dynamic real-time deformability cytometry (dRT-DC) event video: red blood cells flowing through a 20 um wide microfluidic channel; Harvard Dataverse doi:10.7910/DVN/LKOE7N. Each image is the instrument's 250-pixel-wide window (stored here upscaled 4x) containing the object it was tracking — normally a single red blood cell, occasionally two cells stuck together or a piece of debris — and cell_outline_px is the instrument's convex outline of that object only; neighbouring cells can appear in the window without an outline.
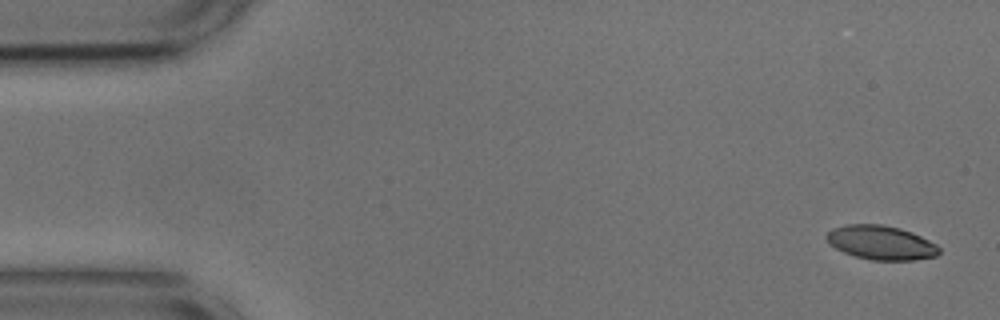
{"species": "common noctule bat (a hibernating species)", "species_latin": "Nyctalus noctula", "temperature_condition": "cold", "stored_images_in_passage": 53, "camera_frame_rate_fps": 3000, "um_per_image_px": 0.085, "animal": {"sex": "male", "body_mass_g": 17.9, "forearm_length_mm": 54.2}, "frame": {"image": 1, "passage_image": 1, "time_ms": 0.0, "image_size_px": [1000, 320], "cell_outline_px": [[940, 252], [936, 256], [916, 260], [872, 260], [856, 256], [844, 252], [836, 248], [824, 236], [832, 228], [848, 224], [880, 224], [900, 228], [912, 232], [936, 244], [940, 248]], "centroid_in_image_um": [74.9, 20.62], "position_along_channel_um": 10.1, "area_um2": 22.25}}
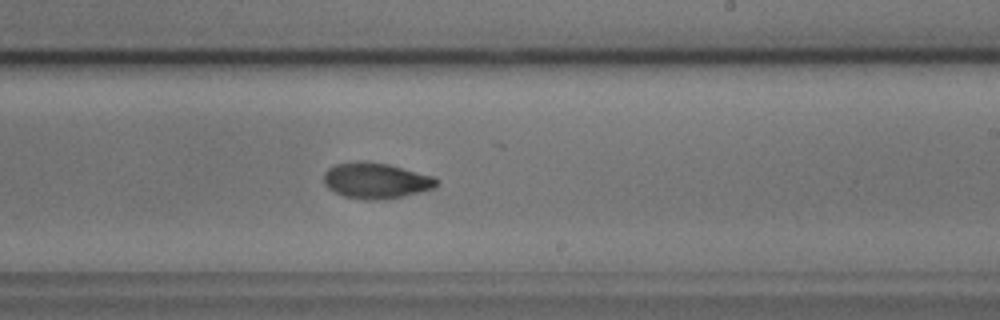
{"frame": {"image": 2, "passage_image": 31, "time_ms": 10.0, "image_size_px": [1000, 320], "cell_outline_px": [[440, 180], [432, 188], [420, 192], [380, 200], [364, 200], [344, 196], [328, 188], [324, 184], [324, 172], [328, 168], [336, 164], [388, 164], [436, 176]], "centroid_in_image_um": [31.99, 15.39], "position_along_channel_um": 257.0, "area_um2": 22.83}}
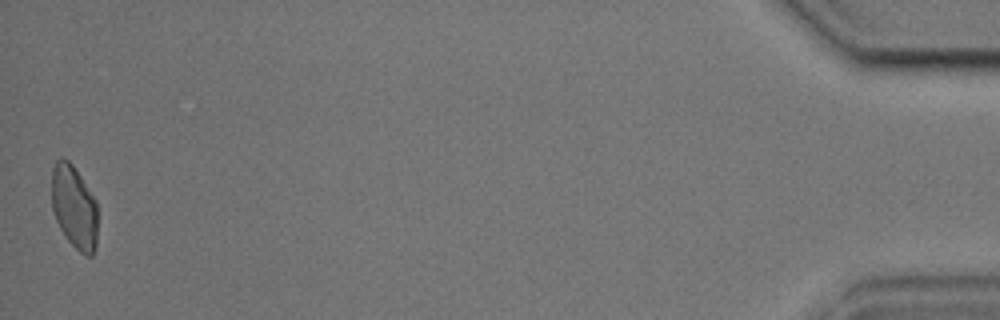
{"frame": {"image": 3, "passage_image": 53, "time_ms": 17.333, "image_size_px": [1000, 320], "cell_outline_px": [[96, 244], [92, 256], [84, 256], [68, 240], [60, 228], [56, 220], [52, 208], [52, 168], [56, 160], [60, 156], [68, 160], [72, 164], [96, 200]], "centroid_in_image_um": [6.29, 17.59], "position_along_channel_um": 428.9, "area_um2": 22.2}, "authors_computed_cell_mechanics": {"area_um2": 23.0622, "velocity_mm_per_s": 3.6397, "shape_relaxation_time_tau1_ms": 3.267, "shape_relaxation_time_tau2_ms": 1.8565, "deformation_change_tau1": 0.1471, "deformation_change_tau2": 0.0515}}